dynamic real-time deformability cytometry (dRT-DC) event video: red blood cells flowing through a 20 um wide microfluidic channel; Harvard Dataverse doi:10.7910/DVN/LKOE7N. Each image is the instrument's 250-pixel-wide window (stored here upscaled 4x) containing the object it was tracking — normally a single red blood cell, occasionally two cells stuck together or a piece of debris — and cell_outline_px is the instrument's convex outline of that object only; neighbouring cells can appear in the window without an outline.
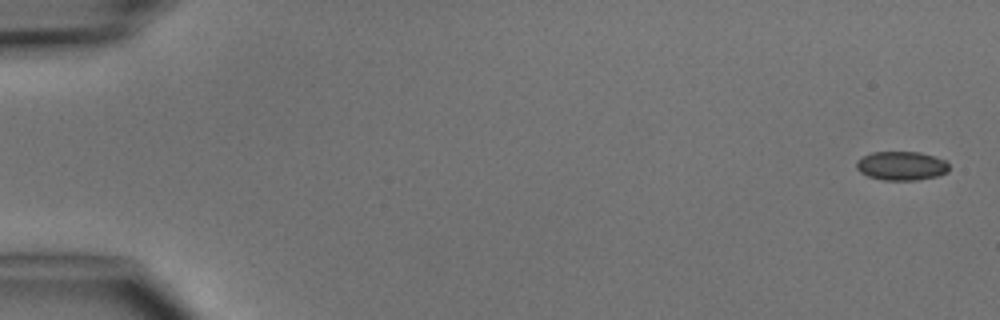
{"species": "common noctule bat (a hibernating species)", "species_latin": "Nyctalus noctula", "temperature_condition": "cold", "stored_images_in_passage": 6, "camera_frame_rate_fps": 3000, "um_per_image_px": 0.085, "animal": {"sex": "male", "body_mass_g": 15.6}, "frame": {"image": 1, "passage_image": 1, "time_ms": 0.0, "image_size_px": [1000, 320], "cell_outline_px": [[948, 172], [940, 176], [916, 180], [884, 180], [868, 176], [860, 172], [856, 168], [856, 160], [872, 152], [920, 152], [944, 160], [948, 164]], "centroid_in_image_um": [76.62, 14.1], "position_along_channel_um": 8.4, "area_um2": 15.61}}